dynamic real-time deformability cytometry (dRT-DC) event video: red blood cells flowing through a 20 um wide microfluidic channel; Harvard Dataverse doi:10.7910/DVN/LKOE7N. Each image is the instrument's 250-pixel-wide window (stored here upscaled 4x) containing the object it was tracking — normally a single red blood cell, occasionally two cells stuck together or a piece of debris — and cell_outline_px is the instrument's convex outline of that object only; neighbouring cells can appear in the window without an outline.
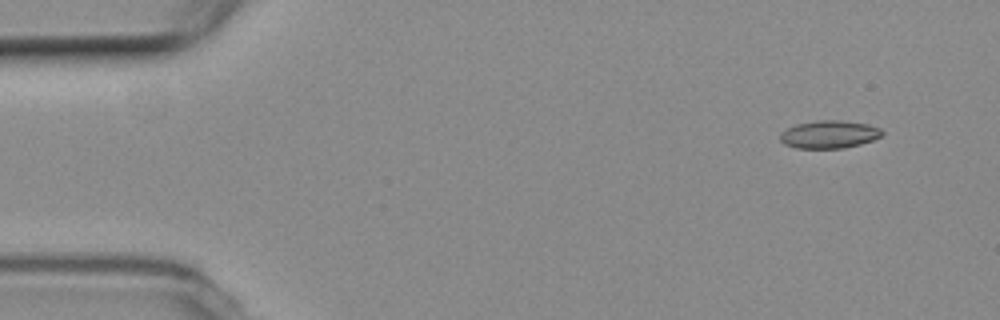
{"species": "common noctule bat (a hibernating species)", "species_latin": "Nyctalus noctula", "temperature_condition": "room temperature", "stored_images_in_passage": 5, "camera_frame_rate_fps": 3000, "um_per_image_px": 0.085, "animal": {"sex": "female", "body_mass_g": 19.3, "forearm_length_mm": 54.1}, "frame": {"image": 1, "passage_image": 2, "time_ms": 1.0, "image_size_px": [1000, 320], "cell_outline_px": [[884, 132], [880, 136], [872, 140], [860, 144], [844, 148], [796, 148], [784, 144], [780, 140], [780, 132], [796, 124], [820, 120], [840, 120], [868, 124], [880, 128]], "centroid_in_image_um": [70.47, 11.42], "position_along_channel_um": 14.5, "area_um2": 16.47}}